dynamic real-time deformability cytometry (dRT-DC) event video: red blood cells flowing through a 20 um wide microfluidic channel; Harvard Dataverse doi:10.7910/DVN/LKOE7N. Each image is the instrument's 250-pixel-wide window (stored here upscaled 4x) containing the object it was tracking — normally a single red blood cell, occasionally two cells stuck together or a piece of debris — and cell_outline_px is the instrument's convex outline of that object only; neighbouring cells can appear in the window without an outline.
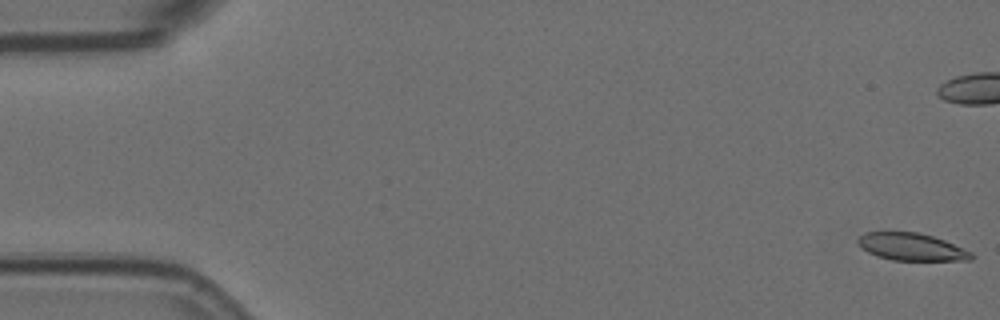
{"species": "Egyptian fruit bat (a non-hibernating species)", "species_latin": "Rousettus aegyptiacus", "temperature_condition": "room temperature", "stored_images_in_passage": 58, "camera_frame_rate_fps": 3000, "um_per_image_px": 0.085, "animal": {"sex": "female"}, "frame": {"image": 1, "passage_image": 1, "time_ms": 0.0, "image_size_px": [1000, 320], "cell_outline_px": [[972, 260], [892, 260], [876, 256], [860, 248], [856, 244], [856, 240], [864, 232], [916, 232], [932, 236], [944, 240], [972, 252]], "centroid_in_image_um": [77.41, 20.98], "position_along_channel_um": 7.6, "area_um2": 18.09}}
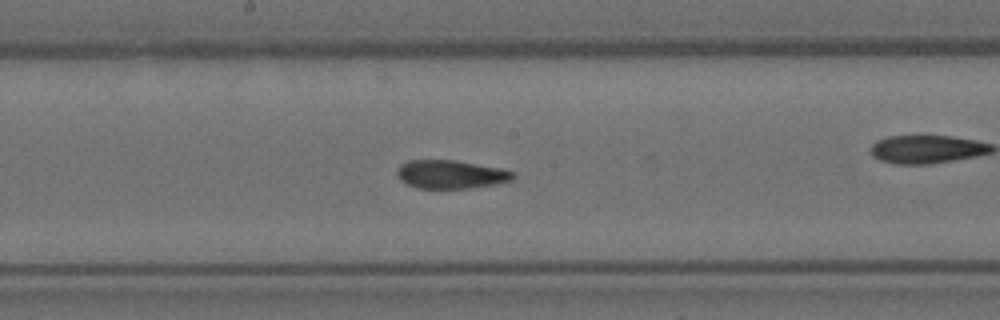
{"frame": {"image": 2, "passage_image": 30, "time_ms": 9.667, "image_size_px": [1000, 320], "cell_outline_px": [[516, 176], [512, 180], [496, 184], [472, 188], [416, 188], [400, 180], [396, 172], [396, 168], [400, 164], [408, 160], [456, 160], [500, 168], [516, 172]], "centroid_in_image_um": [38.32, 14.81], "position_along_channel_um": 209.9, "area_um2": 19.42}}
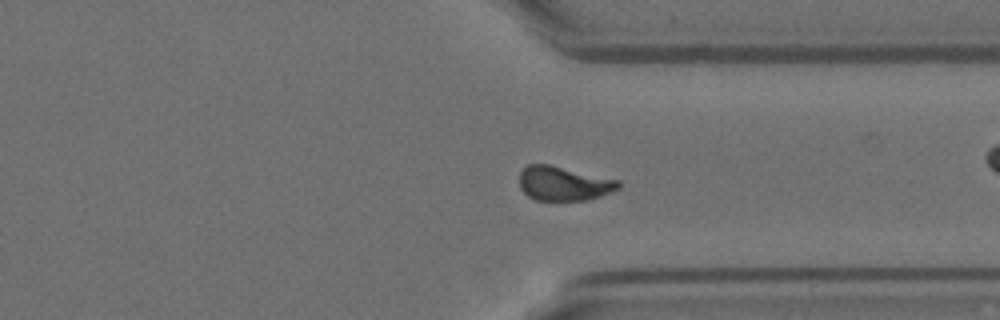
{"frame": {"image": 3, "passage_image": 43, "time_ms": 14.0, "image_size_px": [1000, 320], "cell_outline_px": [[620, 188], [600, 196], [588, 200], [536, 200], [528, 196], [520, 188], [520, 172], [528, 164], [548, 164], [620, 180]], "centroid_in_image_um": [47.92, 15.6], "position_along_channel_um": 363.5, "area_um2": 19.71}, "authors_computed_cell_mechanics": {"area_um2": 19.7387, "velocity_mm_per_s": 3.5629, "shape_relaxation_time_tau1_ms": null, "shape_relaxation_time_tau2_ms": 2.237, "deformation_change_tau1": null, "deformation_change_tau2": 0.0832}}